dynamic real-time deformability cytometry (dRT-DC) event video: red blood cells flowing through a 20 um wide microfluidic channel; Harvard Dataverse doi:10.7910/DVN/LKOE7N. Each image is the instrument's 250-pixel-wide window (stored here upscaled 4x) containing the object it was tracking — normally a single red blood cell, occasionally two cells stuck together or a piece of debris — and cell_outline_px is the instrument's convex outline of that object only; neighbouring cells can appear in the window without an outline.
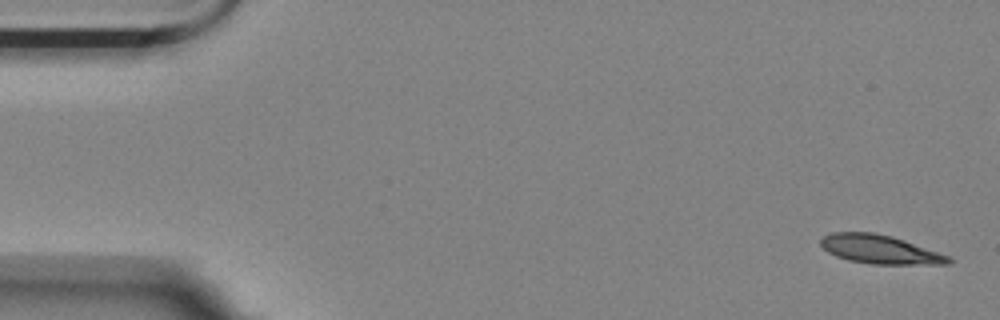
{"species": "Egyptian fruit bat (a non-hibernating species)", "species_latin": "Rousettus aegyptiacus", "temperature_condition": "room temperature", "stored_images_in_passage": 3, "camera_frame_rate_fps": 3000, "um_per_image_px": 0.085, "animal": {"sex": "female"}, "frame": {"image": 1, "passage_image": 1, "time_ms": 0.0, "image_size_px": [1000, 320], "cell_outline_px": [[956, 260], [952, 264], [872, 264], [848, 260], [836, 256], [828, 252], [820, 244], [820, 240], [824, 236], [832, 232], [876, 232], [892, 236], [904, 240], [948, 256]], "centroid_in_image_um": [74.8, 21.2], "position_along_channel_um": 10.2, "area_um2": 21.39}}